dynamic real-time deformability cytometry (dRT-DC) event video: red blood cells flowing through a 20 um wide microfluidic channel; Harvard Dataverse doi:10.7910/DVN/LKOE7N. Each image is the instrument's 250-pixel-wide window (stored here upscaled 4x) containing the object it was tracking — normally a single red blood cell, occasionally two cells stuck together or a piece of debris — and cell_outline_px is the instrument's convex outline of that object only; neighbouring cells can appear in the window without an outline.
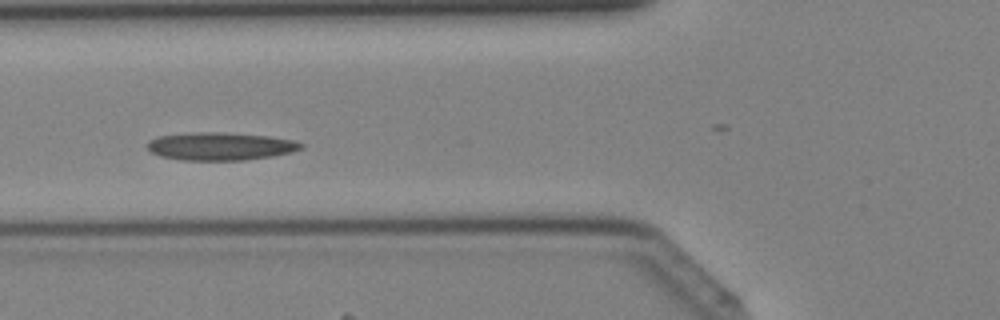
{"species": "Egyptian fruit bat (a non-hibernating species)", "species_latin": "Rousettus aegyptiacus", "temperature_condition": "cold", "stored_images_in_passage": 22, "camera_frame_rate_fps": 3000, "um_per_image_px": 0.085, "animal": {"sex": "female"}, "frame": {"image": 1, "passage_image": 15, "time_ms": 4.667, "image_size_px": [1000, 320], "cell_outline_px": [[304, 148], [292, 152], [272, 156], [244, 160], [180, 160], [160, 156], [152, 152], [148, 148], [148, 140], [156, 136], [188, 132], [224, 132], [268, 136], [296, 140], [304, 144]], "centroid_in_image_um": [18.74, 12.42], "position_along_channel_um": 107.1, "area_um2": 25.26}}
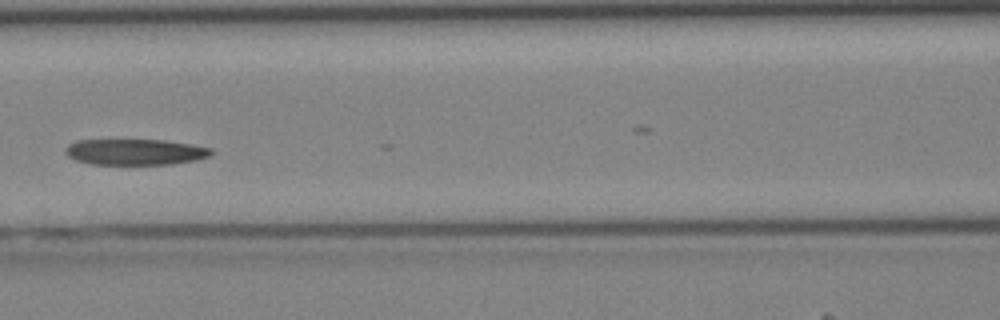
{"frame": {"image": 2, "passage_image": 18, "time_ms": 5.667, "image_size_px": [1000, 320], "cell_outline_px": [[212, 152], [208, 156], [196, 160], [172, 164], [92, 164], [76, 160], [68, 156], [64, 152], [64, 148], [68, 144], [76, 140], [164, 140], [212, 148]], "centroid_in_image_um": [11.44, 12.91], "position_along_channel_um": 155.2, "area_um2": 21.96}}